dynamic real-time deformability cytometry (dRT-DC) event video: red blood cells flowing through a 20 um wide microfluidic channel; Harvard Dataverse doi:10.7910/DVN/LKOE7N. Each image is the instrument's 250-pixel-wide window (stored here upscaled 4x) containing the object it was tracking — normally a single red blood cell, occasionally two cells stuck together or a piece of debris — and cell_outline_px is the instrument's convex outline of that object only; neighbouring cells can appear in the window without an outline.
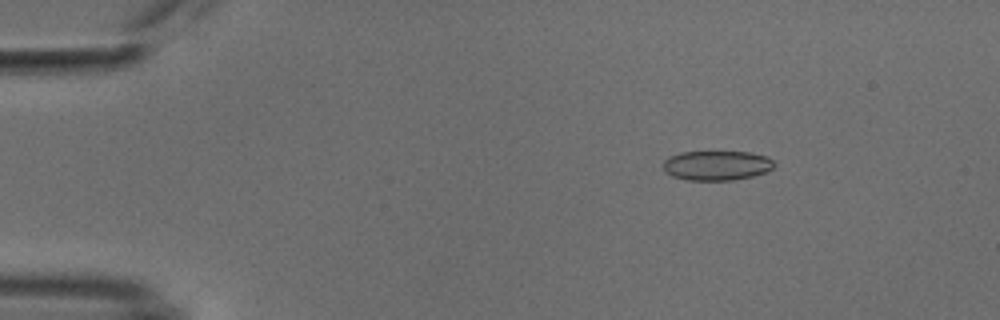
{"species": "common noctule bat (a hibernating species)", "species_latin": "Nyctalus noctula", "temperature_condition": "cold", "stored_images_in_passage": 53, "camera_frame_rate_fps": 3000, "um_per_image_px": 0.085, "animal": {"sex": "male", "body_mass_g": 18.8}, "frame": {"image": 1, "passage_image": 8, "time_ms": 2.333, "image_size_px": [1000, 320], "cell_outline_px": [[776, 164], [772, 168], [764, 172], [752, 176], [736, 180], [688, 180], [672, 176], [664, 172], [664, 160], [668, 156], [680, 152], [752, 152], [768, 156]], "centroid_in_image_um": [60.92, 14.06], "position_along_channel_um": 24.1, "area_um2": 19.31}}
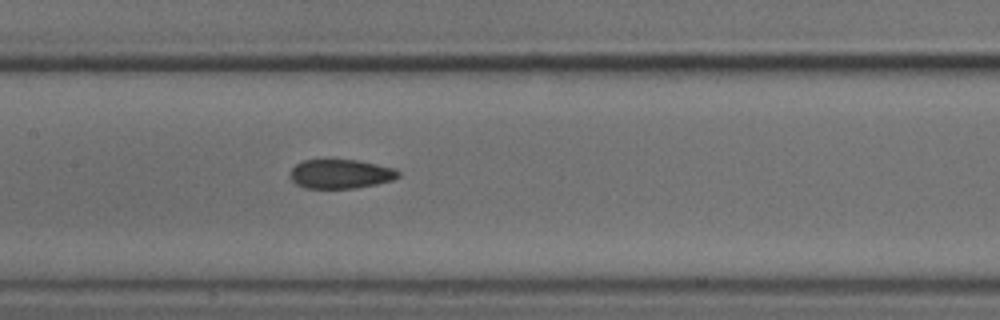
{"frame": {"image": 2, "passage_image": 26, "time_ms": 8.333, "image_size_px": [1000, 320], "cell_outline_px": [[400, 176], [392, 180], [376, 184], [356, 188], [304, 188], [296, 184], [292, 180], [288, 172], [296, 164], [304, 160], [356, 160], [396, 168], [400, 172]], "centroid_in_image_um": [28.95, 14.79], "position_along_channel_um": 178.5, "area_um2": 18.44}}
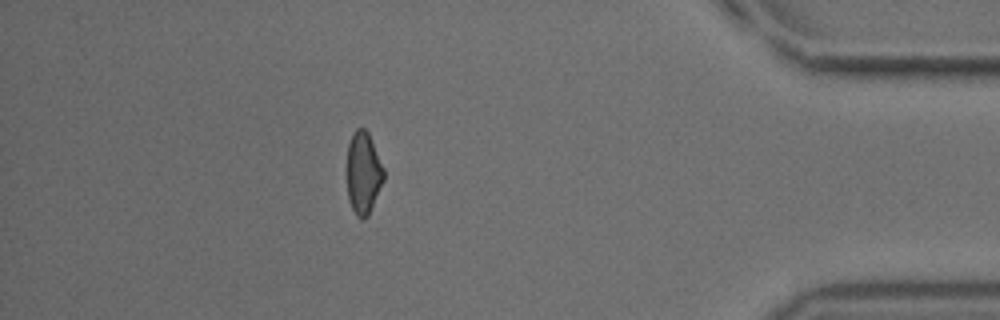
{"frame": {"image": 3, "passage_image": 47, "time_ms": 15.333, "image_size_px": [1000, 320], "cell_outline_px": [[384, 180], [368, 216], [364, 220], [360, 220], [356, 216], [348, 200], [348, 144], [352, 132], [356, 128], [364, 128], [368, 132], [384, 168]], "centroid_in_image_um": [30.89, 14.72], "position_along_channel_um": 404.3, "area_um2": 17.63}, "authors_computed_cell_mechanics": {"area_um2": 18.9584, "velocity_mm_per_s": 3.8118, "shape_relaxation_time_tau1_ms": null, "shape_relaxation_time_tau2_ms": 5.0271, "deformation_change_tau1": null, "deformation_change_tau2": 0.1035}}